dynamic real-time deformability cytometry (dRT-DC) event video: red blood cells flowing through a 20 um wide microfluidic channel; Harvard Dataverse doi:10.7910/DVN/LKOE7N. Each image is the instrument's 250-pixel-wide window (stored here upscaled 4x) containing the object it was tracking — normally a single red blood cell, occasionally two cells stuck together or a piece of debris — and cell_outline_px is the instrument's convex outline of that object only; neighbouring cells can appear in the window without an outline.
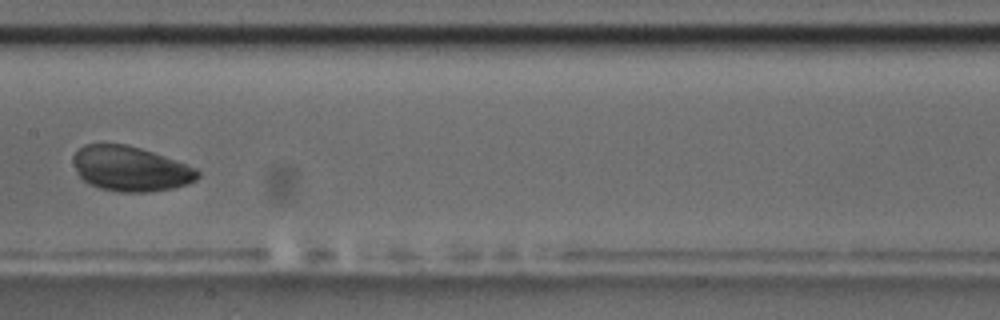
{"species": "common noctule bat (a hibernating species)", "species_latin": "Nyctalus noctula", "temperature_condition": "room temperature", "stored_images_in_passage": 7, "camera_frame_rate_fps": 3000, "um_per_image_px": 0.085, "animal": {"sex": "male", "body_mass_g": 17.5, "forearm_length_mm": 52.3}, "frame": {"image": 1, "passage_image": 7, "time_ms": 7.667, "image_size_px": [1000, 320], "cell_outline_px": [[200, 176], [196, 180], [188, 184], [172, 188], [148, 192], [120, 192], [100, 188], [88, 184], [80, 176], [72, 160], [72, 156], [84, 144], [124, 144], [140, 148], [176, 160], [196, 168], [200, 172]], "centroid_in_image_um": [11.1, 14.35], "position_along_channel_um": 196.3, "area_um2": 32.48}}